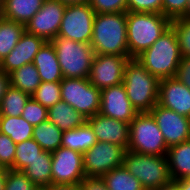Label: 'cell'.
I'll return each mask as SVG.
<instances>
[{
    "label": "cell",
    "mask_w": 190,
    "mask_h": 190,
    "mask_svg": "<svg viewBox=\"0 0 190 190\" xmlns=\"http://www.w3.org/2000/svg\"><path fill=\"white\" fill-rule=\"evenodd\" d=\"M90 45L95 54L130 58L127 44L126 12L96 13Z\"/></svg>",
    "instance_id": "obj_1"
},
{
    "label": "cell",
    "mask_w": 190,
    "mask_h": 190,
    "mask_svg": "<svg viewBox=\"0 0 190 190\" xmlns=\"http://www.w3.org/2000/svg\"><path fill=\"white\" fill-rule=\"evenodd\" d=\"M126 24L129 56L136 59L171 27V20L158 13L126 12Z\"/></svg>",
    "instance_id": "obj_2"
},
{
    "label": "cell",
    "mask_w": 190,
    "mask_h": 190,
    "mask_svg": "<svg viewBox=\"0 0 190 190\" xmlns=\"http://www.w3.org/2000/svg\"><path fill=\"white\" fill-rule=\"evenodd\" d=\"M176 33L170 27L157 41L136 60L159 80L175 77L181 61Z\"/></svg>",
    "instance_id": "obj_3"
},
{
    "label": "cell",
    "mask_w": 190,
    "mask_h": 190,
    "mask_svg": "<svg viewBox=\"0 0 190 190\" xmlns=\"http://www.w3.org/2000/svg\"><path fill=\"white\" fill-rule=\"evenodd\" d=\"M160 80L150 74L136 59L125 66L123 84L128 99L138 113L150 112L158 103Z\"/></svg>",
    "instance_id": "obj_4"
},
{
    "label": "cell",
    "mask_w": 190,
    "mask_h": 190,
    "mask_svg": "<svg viewBox=\"0 0 190 190\" xmlns=\"http://www.w3.org/2000/svg\"><path fill=\"white\" fill-rule=\"evenodd\" d=\"M123 166L141 182L145 190H155L172 180L166 156L126 150Z\"/></svg>",
    "instance_id": "obj_5"
},
{
    "label": "cell",
    "mask_w": 190,
    "mask_h": 190,
    "mask_svg": "<svg viewBox=\"0 0 190 190\" xmlns=\"http://www.w3.org/2000/svg\"><path fill=\"white\" fill-rule=\"evenodd\" d=\"M168 148L152 114L138 113L130 122L127 150L139 154L166 156Z\"/></svg>",
    "instance_id": "obj_6"
},
{
    "label": "cell",
    "mask_w": 190,
    "mask_h": 190,
    "mask_svg": "<svg viewBox=\"0 0 190 190\" xmlns=\"http://www.w3.org/2000/svg\"><path fill=\"white\" fill-rule=\"evenodd\" d=\"M51 43L55 47L63 78L89 77L95 55L90 44L63 37H56Z\"/></svg>",
    "instance_id": "obj_7"
},
{
    "label": "cell",
    "mask_w": 190,
    "mask_h": 190,
    "mask_svg": "<svg viewBox=\"0 0 190 190\" xmlns=\"http://www.w3.org/2000/svg\"><path fill=\"white\" fill-rule=\"evenodd\" d=\"M62 101L87 119L100 111L101 90L88 78H63L60 82Z\"/></svg>",
    "instance_id": "obj_8"
},
{
    "label": "cell",
    "mask_w": 190,
    "mask_h": 190,
    "mask_svg": "<svg viewBox=\"0 0 190 190\" xmlns=\"http://www.w3.org/2000/svg\"><path fill=\"white\" fill-rule=\"evenodd\" d=\"M95 14L89 3L66 5L57 37L90 44Z\"/></svg>",
    "instance_id": "obj_9"
},
{
    "label": "cell",
    "mask_w": 190,
    "mask_h": 190,
    "mask_svg": "<svg viewBox=\"0 0 190 190\" xmlns=\"http://www.w3.org/2000/svg\"><path fill=\"white\" fill-rule=\"evenodd\" d=\"M125 152L119 145L97 141L83 153L85 176L103 177L114 168L122 166Z\"/></svg>",
    "instance_id": "obj_10"
},
{
    "label": "cell",
    "mask_w": 190,
    "mask_h": 190,
    "mask_svg": "<svg viewBox=\"0 0 190 190\" xmlns=\"http://www.w3.org/2000/svg\"><path fill=\"white\" fill-rule=\"evenodd\" d=\"M66 4L59 0H44L41 9L25 25V30L46 42L57 37Z\"/></svg>",
    "instance_id": "obj_11"
},
{
    "label": "cell",
    "mask_w": 190,
    "mask_h": 190,
    "mask_svg": "<svg viewBox=\"0 0 190 190\" xmlns=\"http://www.w3.org/2000/svg\"><path fill=\"white\" fill-rule=\"evenodd\" d=\"M130 59L125 56L95 54L88 77L90 83L100 90L123 83L125 66Z\"/></svg>",
    "instance_id": "obj_12"
},
{
    "label": "cell",
    "mask_w": 190,
    "mask_h": 190,
    "mask_svg": "<svg viewBox=\"0 0 190 190\" xmlns=\"http://www.w3.org/2000/svg\"><path fill=\"white\" fill-rule=\"evenodd\" d=\"M52 184H80L84 179L83 154L60 146L52 152Z\"/></svg>",
    "instance_id": "obj_13"
},
{
    "label": "cell",
    "mask_w": 190,
    "mask_h": 190,
    "mask_svg": "<svg viewBox=\"0 0 190 190\" xmlns=\"http://www.w3.org/2000/svg\"><path fill=\"white\" fill-rule=\"evenodd\" d=\"M168 147L190 140V118L158 103L150 110Z\"/></svg>",
    "instance_id": "obj_14"
},
{
    "label": "cell",
    "mask_w": 190,
    "mask_h": 190,
    "mask_svg": "<svg viewBox=\"0 0 190 190\" xmlns=\"http://www.w3.org/2000/svg\"><path fill=\"white\" fill-rule=\"evenodd\" d=\"M100 114L130 123L138 114L131 105L123 83L101 90Z\"/></svg>",
    "instance_id": "obj_15"
},
{
    "label": "cell",
    "mask_w": 190,
    "mask_h": 190,
    "mask_svg": "<svg viewBox=\"0 0 190 190\" xmlns=\"http://www.w3.org/2000/svg\"><path fill=\"white\" fill-rule=\"evenodd\" d=\"M158 104L190 118V89L176 77L160 80Z\"/></svg>",
    "instance_id": "obj_16"
},
{
    "label": "cell",
    "mask_w": 190,
    "mask_h": 190,
    "mask_svg": "<svg viewBox=\"0 0 190 190\" xmlns=\"http://www.w3.org/2000/svg\"><path fill=\"white\" fill-rule=\"evenodd\" d=\"M87 123L92 128L97 141L109 142L125 150L128 149L130 123L106 117L100 113L88 118Z\"/></svg>",
    "instance_id": "obj_17"
},
{
    "label": "cell",
    "mask_w": 190,
    "mask_h": 190,
    "mask_svg": "<svg viewBox=\"0 0 190 190\" xmlns=\"http://www.w3.org/2000/svg\"><path fill=\"white\" fill-rule=\"evenodd\" d=\"M45 42L43 38L25 30L13 50L0 62V69L9 74L25 64L33 63L34 57Z\"/></svg>",
    "instance_id": "obj_18"
},
{
    "label": "cell",
    "mask_w": 190,
    "mask_h": 190,
    "mask_svg": "<svg viewBox=\"0 0 190 190\" xmlns=\"http://www.w3.org/2000/svg\"><path fill=\"white\" fill-rule=\"evenodd\" d=\"M33 64L38 70L42 82H61L63 75L51 42H45L34 57Z\"/></svg>",
    "instance_id": "obj_19"
},
{
    "label": "cell",
    "mask_w": 190,
    "mask_h": 190,
    "mask_svg": "<svg viewBox=\"0 0 190 190\" xmlns=\"http://www.w3.org/2000/svg\"><path fill=\"white\" fill-rule=\"evenodd\" d=\"M44 0H3L0 5L5 19L26 25L41 9Z\"/></svg>",
    "instance_id": "obj_20"
},
{
    "label": "cell",
    "mask_w": 190,
    "mask_h": 190,
    "mask_svg": "<svg viewBox=\"0 0 190 190\" xmlns=\"http://www.w3.org/2000/svg\"><path fill=\"white\" fill-rule=\"evenodd\" d=\"M166 157L172 180L190 178V140L169 147Z\"/></svg>",
    "instance_id": "obj_21"
},
{
    "label": "cell",
    "mask_w": 190,
    "mask_h": 190,
    "mask_svg": "<svg viewBox=\"0 0 190 190\" xmlns=\"http://www.w3.org/2000/svg\"><path fill=\"white\" fill-rule=\"evenodd\" d=\"M48 120L62 132L84 125L87 118L64 101L48 108Z\"/></svg>",
    "instance_id": "obj_22"
},
{
    "label": "cell",
    "mask_w": 190,
    "mask_h": 190,
    "mask_svg": "<svg viewBox=\"0 0 190 190\" xmlns=\"http://www.w3.org/2000/svg\"><path fill=\"white\" fill-rule=\"evenodd\" d=\"M96 142V136L90 125L86 122L75 129L64 131L62 133L61 146L83 154Z\"/></svg>",
    "instance_id": "obj_23"
},
{
    "label": "cell",
    "mask_w": 190,
    "mask_h": 190,
    "mask_svg": "<svg viewBox=\"0 0 190 190\" xmlns=\"http://www.w3.org/2000/svg\"><path fill=\"white\" fill-rule=\"evenodd\" d=\"M52 153L42 151L39 157L22 170L24 174L37 186H48L52 184Z\"/></svg>",
    "instance_id": "obj_24"
},
{
    "label": "cell",
    "mask_w": 190,
    "mask_h": 190,
    "mask_svg": "<svg viewBox=\"0 0 190 190\" xmlns=\"http://www.w3.org/2000/svg\"><path fill=\"white\" fill-rule=\"evenodd\" d=\"M9 75L10 85L30 96L36 91L37 87L42 82L38 70L33 63L23 65L13 70Z\"/></svg>",
    "instance_id": "obj_25"
},
{
    "label": "cell",
    "mask_w": 190,
    "mask_h": 190,
    "mask_svg": "<svg viewBox=\"0 0 190 190\" xmlns=\"http://www.w3.org/2000/svg\"><path fill=\"white\" fill-rule=\"evenodd\" d=\"M62 131L48 119L34 126L32 138L44 151L54 152L61 146Z\"/></svg>",
    "instance_id": "obj_26"
},
{
    "label": "cell",
    "mask_w": 190,
    "mask_h": 190,
    "mask_svg": "<svg viewBox=\"0 0 190 190\" xmlns=\"http://www.w3.org/2000/svg\"><path fill=\"white\" fill-rule=\"evenodd\" d=\"M34 126L24 118L0 116V133L9 136L15 144L31 139Z\"/></svg>",
    "instance_id": "obj_27"
},
{
    "label": "cell",
    "mask_w": 190,
    "mask_h": 190,
    "mask_svg": "<svg viewBox=\"0 0 190 190\" xmlns=\"http://www.w3.org/2000/svg\"><path fill=\"white\" fill-rule=\"evenodd\" d=\"M108 190H145L141 182L122 165L103 177Z\"/></svg>",
    "instance_id": "obj_28"
},
{
    "label": "cell",
    "mask_w": 190,
    "mask_h": 190,
    "mask_svg": "<svg viewBox=\"0 0 190 190\" xmlns=\"http://www.w3.org/2000/svg\"><path fill=\"white\" fill-rule=\"evenodd\" d=\"M25 32V25L4 19L0 25V62L13 50L21 35Z\"/></svg>",
    "instance_id": "obj_29"
},
{
    "label": "cell",
    "mask_w": 190,
    "mask_h": 190,
    "mask_svg": "<svg viewBox=\"0 0 190 190\" xmlns=\"http://www.w3.org/2000/svg\"><path fill=\"white\" fill-rule=\"evenodd\" d=\"M30 97L29 94L10 85L0 103V116H21Z\"/></svg>",
    "instance_id": "obj_30"
},
{
    "label": "cell",
    "mask_w": 190,
    "mask_h": 190,
    "mask_svg": "<svg viewBox=\"0 0 190 190\" xmlns=\"http://www.w3.org/2000/svg\"><path fill=\"white\" fill-rule=\"evenodd\" d=\"M42 151V147L33 138L16 144L14 170L22 171L28 163L38 158Z\"/></svg>",
    "instance_id": "obj_31"
},
{
    "label": "cell",
    "mask_w": 190,
    "mask_h": 190,
    "mask_svg": "<svg viewBox=\"0 0 190 190\" xmlns=\"http://www.w3.org/2000/svg\"><path fill=\"white\" fill-rule=\"evenodd\" d=\"M31 97L46 108L54 106L62 100L60 82H41Z\"/></svg>",
    "instance_id": "obj_32"
},
{
    "label": "cell",
    "mask_w": 190,
    "mask_h": 190,
    "mask_svg": "<svg viewBox=\"0 0 190 190\" xmlns=\"http://www.w3.org/2000/svg\"><path fill=\"white\" fill-rule=\"evenodd\" d=\"M171 27L176 33L181 57H190V18L174 19L171 21Z\"/></svg>",
    "instance_id": "obj_33"
},
{
    "label": "cell",
    "mask_w": 190,
    "mask_h": 190,
    "mask_svg": "<svg viewBox=\"0 0 190 190\" xmlns=\"http://www.w3.org/2000/svg\"><path fill=\"white\" fill-rule=\"evenodd\" d=\"M36 188L37 185L23 171L7 169L4 190H35Z\"/></svg>",
    "instance_id": "obj_34"
},
{
    "label": "cell",
    "mask_w": 190,
    "mask_h": 190,
    "mask_svg": "<svg viewBox=\"0 0 190 190\" xmlns=\"http://www.w3.org/2000/svg\"><path fill=\"white\" fill-rule=\"evenodd\" d=\"M29 124L36 126L48 119V108L42 106L32 97L27 101L21 115Z\"/></svg>",
    "instance_id": "obj_35"
},
{
    "label": "cell",
    "mask_w": 190,
    "mask_h": 190,
    "mask_svg": "<svg viewBox=\"0 0 190 190\" xmlns=\"http://www.w3.org/2000/svg\"><path fill=\"white\" fill-rule=\"evenodd\" d=\"M95 13L127 12V0H89Z\"/></svg>",
    "instance_id": "obj_36"
},
{
    "label": "cell",
    "mask_w": 190,
    "mask_h": 190,
    "mask_svg": "<svg viewBox=\"0 0 190 190\" xmlns=\"http://www.w3.org/2000/svg\"><path fill=\"white\" fill-rule=\"evenodd\" d=\"M16 144L13 140L0 133V163L7 169L14 170V158H15Z\"/></svg>",
    "instance_id": "obj_37"
},
{
    "label": "cell",
    "mask_w": 190,
    "mask_h": 190,
    "mask_svg": "<svg viewBox=\"0 0 190 190\" xmlns=\"http://www.w3.org/2000/svg\"><path fill=\"white\" fill-rule=\"evenodd\" d=\"M187 1L188 0H162V14L171 21L186 17Z\"/></svg>",
    "instance_id": "obj_38"
},
{
    "label": "cell",
    "mask_w": 190,
    "mask_h": 190,
    "mask_svg": "<svg viewBox=\"0 0 190 190\" xmlns=\"http://www.w3.org/2000/svg\"><path fill=\"white\" fill-rule=\"evenodd\" d=\"M127 12L162 14V0H127Z\"/></svg>",
    "instance_id": "obj_39"
},
{
    "label": "cell",
    "mask_w": 190,
    "mask_h": 190,
    "mask_svg": "<svg viewBox=\"0 0 190 190\" xmlns=\"http://www.w3.org/2000/svg\"><path fill=\"white\" fill-rule=\"evenodd\" d=\"M175 77L190 89V57H182Z\"/></svg>",
    "instance_id": "obj_40"
},
{
    "label": "cell",
    "mask_w": 190,
    "mask_h": 190,
    "mask_svg": "<svg viewBox=\"0 0 190 190\" xmlns=\"http://www.w3.org/2000/svg\"><path fill=\"white\" fill-rule=\"evenodd\" d=\"M81 190H108L102 177L85 176L80 182Z\"/></svg>",
    "instance_id": "obj_41"
},
{
    "label": "cell",
    "mask_w": 190,
    "mask_h": 190,
    "mask_svg": "<svg viewBox=\"0 0 190 190\" xmlns=\"http://www.w3.org/2000/svg\"><path fill=\"white\" fill-rule=\"evenodd\" d=\"M10 86V75L0 69V103Z\"/></svg>",
    "instance_id": "obj_42"
},
{
    "label": "cell",
    "mask_w": 190,
    "mask_h": 190,
    "mask_svg": "<svg viewBox=\"0 0 190 190\" xmlns=\"http://www.w3.org/2000/svg\"><path fill=\"white\" fill-rule=\"evenodd\" d=\"M48 190H81L80 184H50Z\"/></svg>",
    "instance_id": "obj_43"
},
{
    "label": "cell",
    "mask_w": 190,
    "mask_h": 190,
    "mask_svg": "<svg viewBox=\"0 0 190 190\" xmlns=\"http://www.w3.org/2000/svg\"><path fill=\"white\" fill-rule=\"evenodd\" d=\"M155 190H181V189L175 180H171L169 183L164 184Z\"/></svg>",
    "instance_id": "obj_44"
},
{
    "label": "cell",
    "mask_w": 190,
    "mask_h": 190,
    "mask_svg": "<svg viewBox=\"0 0 190 190\" xmlns=\"http://www.w3.org/2000/svg\"><path fill=\"white\" fill-rule=\"evenodd\" d=\"M181 190H190V178H184L180 180H175Z\"/></svg>",
    "instance_id": "obj_45"
},
{
    "label": "cell",
    "mask_w": 190,
    "mask_h": 190,
    "mask_svg": "<svg viewBox=\"0 0 190 190\" xmlns=\"http://www.w3.org/2000/svg\"><path fill=\"white\" fill-rule=\"evenodd\" d=\"M59 1L66 5L76 4V3H89V0H59Z\"/></svg>",
    "instance_id": "obj_46"
},
{
    "label": "cell",
    "mask_w": 190,
    "mask_h": 190,
    "mask_svg": "<svg viewBox=\"0 0 190 190\" xmlns=\"http://www.w3.org/2000/svg\"><path fill=\"white\" fill-rule=\"evenodd\" d=\"M6 175H0V190L5 189Z\"/></svg>",
    "instance_id": "obj_47"
},
{
    "label": "cell",
    "mask_w": 190,
    "mask_h": 190,
    "mask_svg": "<svg viewBox=\"0 0 190 190\" xmlns=\"http://www.w3.org/2000/svg\"><path fill=\"white\" fill-rule=\"evenodd\" d=\"M7 168L0 163V175H6Z\"/></svg>",
    "instance_id": "obj_48"
},
{
    "label": "cell",
    "mask_w": 190,
    "mask_h": 190,
    "mask_svg": "<svg viewBox=\"0 0 190 190\" xmlns=\"http://www.w3.org/2000/svg\"><path fill=\"white\" fill-rule=\"evenodd\" d=\"M186 17L190 18V0L187 1Z\"/></svg>",
    "instance_id": "obj_49"
},
{
    "label": "cell",
    "mask_w": 190,
    "mask_h": 190,
    "mask_svg": "<svg viewBox=\"0 0 190 190\" xmlns=\"http://www.w3.org/2000/svg\"><path fill=\"white\" fill-rule=\"evenodd\" d=\"M35 190H48V186H37Z\"/></svg>",
    "instance_id": "obj_50"
},
{
    "label": "cell",
    "mask_w": 190,
    "mask_h": 190,
    "mask_svg": "<svg viewBox=\"0 0 190 190\" xmlns=\"http://www.w3.org/2000/svg\"><path fill=\"white\" fill-rule=\"evenodd\" d=\"M4 19H5V18L3 17L2 12H1V9H0V25H1V23H2V21H3Z\"/></svg>",
    "instance_id": "obj_51"
}]
</instances>
